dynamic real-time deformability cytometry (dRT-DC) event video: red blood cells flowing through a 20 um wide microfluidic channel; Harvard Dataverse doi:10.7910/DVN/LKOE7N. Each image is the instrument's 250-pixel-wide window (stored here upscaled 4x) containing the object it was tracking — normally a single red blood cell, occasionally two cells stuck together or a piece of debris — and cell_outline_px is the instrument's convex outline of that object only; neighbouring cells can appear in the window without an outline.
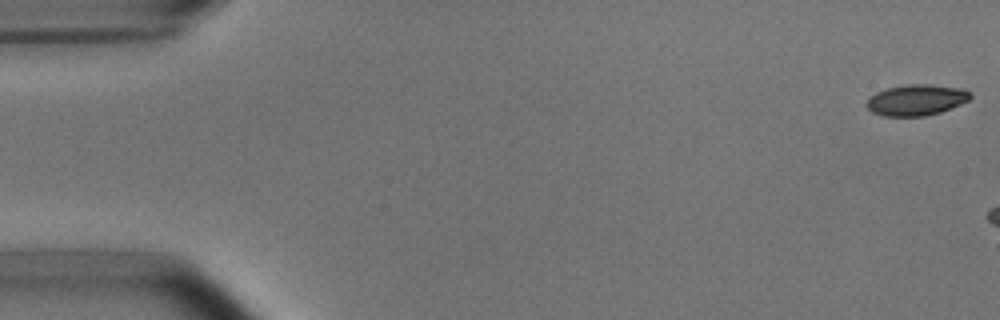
{"species": "common noctule bat (a hibernating species)", "species_latin": "Nyctalus noctula", "temperature_condition": "room temperature", "stored_images_in_passage": 3, "camera_frame_rate_fps": 3000, "um_per_image_px": 0.085, "animal": {"sex": "male", "body_mass_g": 15.6}, "frame": {"image": 1, "passage_image": 1, "time_ms": 0.0, "image_size_px": [1000, 320], "cell_outline_px": [[972, 96], [968, 100], [960, 104], [940, 112], [924, 116], [884, 116], [872, 112], [864, 104], [868, 96], [876, 92], [888, 88], [908, 84], [928, 84], [964, 88], [972, 92]], "centroid_in_image_um": [77.87, 8.49], "position_along_channel_um": 7.1, "area_um2": 18.9}}